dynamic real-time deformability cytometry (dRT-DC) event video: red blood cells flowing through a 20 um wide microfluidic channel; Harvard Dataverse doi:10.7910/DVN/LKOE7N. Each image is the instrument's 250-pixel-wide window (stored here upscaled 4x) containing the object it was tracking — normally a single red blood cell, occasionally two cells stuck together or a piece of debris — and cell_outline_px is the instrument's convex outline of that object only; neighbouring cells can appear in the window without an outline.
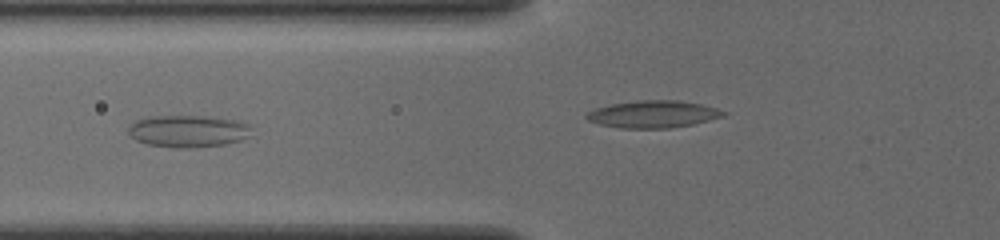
{"species": "common noctule bat (a hibernating species)", "species_latin": "Nyctalus noctula", "temperature_condition": "cold", "stored_images_in_passage": 46, "segment_of_instrument_passage": [1, 2], "camera_frame_rate_fps": 3000, "um_per_image_px": 0.085, "animal": {"sex": "female", "body_mass_g": 19.5, "forearm_length_mm": 54.1}, "frame": {"image": 1, "passage_image": 24, "time_ms": 7.667, "image_size_px": [1000, 240], "cell_outline_px": [[248, 136], [240, 140], [224, 144], [188, 148], [172, 148], [148, 144], [136, 140], [128, 132], [128, 128], [136, 120], [152, 116], [200, 116], [232, 120], [248, 124]], "centroid_in_image_um": [15.92, 11.16], "position_along_channel_um": 109.9, "area_um2": 22.54}}
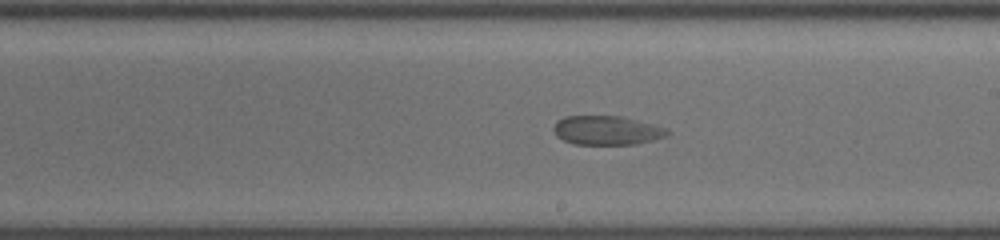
{"frame": {"image": 2, "passage_image": 34, "time_ms": 11.0, "image_size_px": [1000, 240], "cell_outline_px": [[672, 132], [668, 136], [636, 144], [572, 144], [556, 136], [552, 128], [556, 120], [564, 116], [620, 116], [668, 128]], "centroid_in_image_um": [51.57, 11.08], "position_along_channel_um": 237.4, "area_um2": 19.42}}
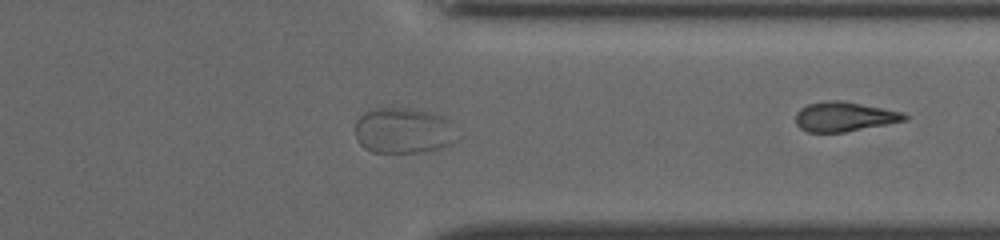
{"frame": {"image": 3, "passage_image": 45, "time_ms": 14.667, "image_size_px": [1000, 240], "cell_outline_px": [[460, 136], [452, 144], [440, 148], [424, 152], [372, 152], [364, 148], [356, 140], [356, 120], [368, 108], [408, 108], [428, 112], [444, 116], [448, 120]], "centroid_in_image_um": [34.3, 11.1], "position_along_channel_um": 377.1, "area_um2": 27.51}}